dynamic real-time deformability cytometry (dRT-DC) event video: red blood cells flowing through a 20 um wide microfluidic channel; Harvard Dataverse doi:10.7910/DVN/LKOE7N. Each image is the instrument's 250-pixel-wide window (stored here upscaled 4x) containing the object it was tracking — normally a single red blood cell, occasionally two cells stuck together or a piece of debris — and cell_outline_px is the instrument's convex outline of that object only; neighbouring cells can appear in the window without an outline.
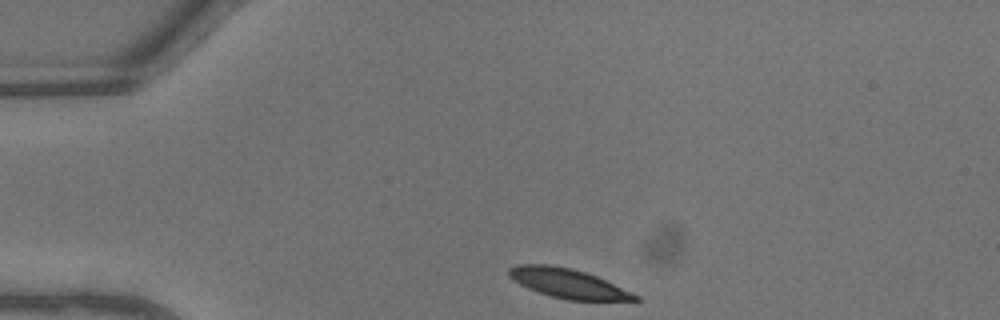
{"species": "common noctule bat (a hibernating species)", "species_latin": "Nyctalus noctula", "temperature_condition": "warm", "stored_images_in_passage": 28, "camera_frame_rate_fps": 3000, "um_per_image_px": 0.085, "animal": {"sex": "male", "body_mass_g": 13.3}, "frame": {"image": 1, "passage_image": 1, "time_ms": 0.0, "image_size_px": [1000, 320], "cell_outline_px": [[640, 300], [568, 300], [552, 296], [528, 288], [520, 284], [508, 276], [508, 268], [516, 264], [548, 264], [572, 268], [596, 276], [640, 296]], "centroid_in_image_um": [48.24, 24.07], "position_along_channel_um": 36.8, "area_um2": 21.33}}
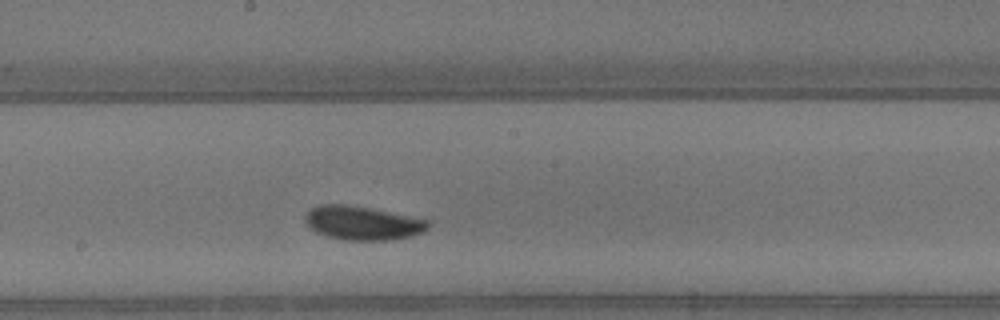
{"frame": {"image": 2, "passage_image": 16, "time_ms": 5.0, "image_size_px": [1000, 320], "cell_outline_px": [[432, 224], [424, 232], [412, 236], [392, 240], [340, 240], [324, 236], [308, 228], [304, 220], [304, 216], [312, 208], [324, 204], [348, 204], [428, 220]], "centroid_in_image_um": [30.79, 18.98], "position_along_channel_um": 217.4, "area_um2": 24.39}}
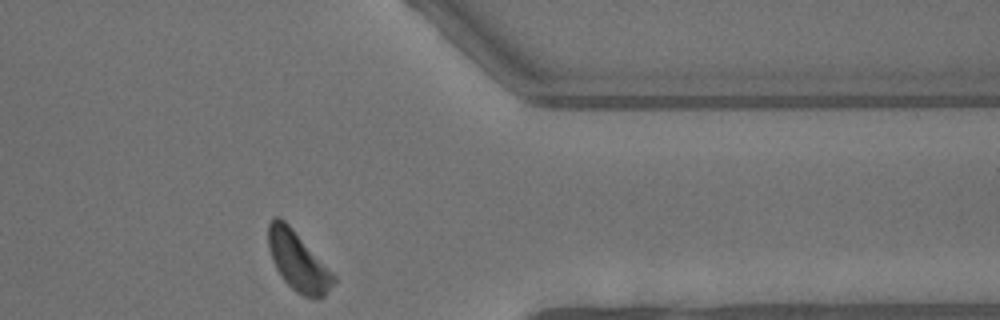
{"frame": {"image": 3, "passage_image": 28, "time_ms": 9.0, "image_size_px": [1000, 320], "cell_outline_px": [[336, 280], [324, 296], [320, 300], [316, 300], [304, 296], [296, 292], [284, 280], [276, 268], [272, 260], [268, 248], [268, 224], [276, 216], [280, 216], [292, 228], [336, 276]], "centroid_in_image_um": [25.33, 22.23], "position_along_channel_um": 386.1, "area_um2": 22.37}, "authors_computed_cell_mechanics": {"area_um2": 23.3223, "velocity_mm_per_s": 4.5406, "shape_relaxation_time_tau1_ms": 1.3616, "shape_relaxation_time_tau2_ms": null, "deformation_change_tau1": 0.0826, "deformation_change_tau2": null}}